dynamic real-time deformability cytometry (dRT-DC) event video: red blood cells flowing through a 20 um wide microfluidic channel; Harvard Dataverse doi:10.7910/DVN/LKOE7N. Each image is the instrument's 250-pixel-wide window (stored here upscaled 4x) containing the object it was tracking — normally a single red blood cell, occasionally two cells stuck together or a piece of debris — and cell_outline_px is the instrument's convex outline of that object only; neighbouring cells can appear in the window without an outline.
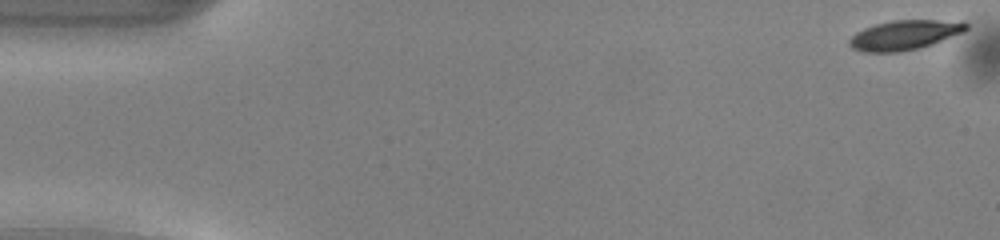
{"species": "common noctule bat (a hibernating species)", "species_latin": "Nyctalus noctula", "temperature_condition": "warm", "stored_images_in_passage": 43, "camera_frame_rate_fps": 3000, "um_per_image_px": 0.085, "animal": {"sex": "male", "body_mass_g": 13.0, "forearm_length_mm": 53.1}, "frame": {"image": 1, "passage_image": 1, "time_ms": 0.0, "image_size_px": [1000, 240], "cell_outline_px": [[968, 28], [964, 32], [932, 44], [916, 48], [896, 52], [864, 52], [852, 48], [848, 44], [848, 40], [856, 32], [864, 28], [876, 24], [892, 20], [964, 20], [968, 24]], "centroid_in_image_um": [76.91, 2.96], "position_along_channel_um": 8.1, "area_um2": 20.23}}
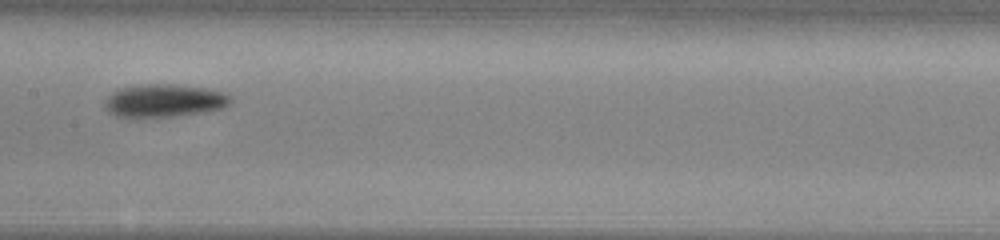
{"frame": {"image": 2, "passage_image": 25, "time_ms": 8.0, "image_size_px": [1000, 240], "cell_outline_px": [[232, 100], [228, 104], [220, 108], [200, 112], [172, 116], [116, 116], [108, 112], [104, 108], [104, 104], [108, 96], [112, 92], [120, 88], [140, 84], [172, 84], [204, 88], [220, 92], [228, 96]], "centroid_in_image_um": [13.88, 8.54], "position_along_channel_um": 193.5, "area_um2": 23.52}}
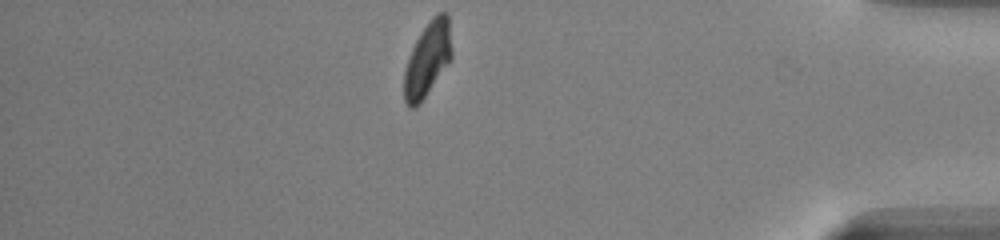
{"frame": {"image": 3, "passage_image": 43, "time_ms": 14.0, "image_size_px": [1000, 240], "cell_outline_px": [[452, 56], [420, 104], [416, 108], [408, 108], [404, 100], [404, 72], [412, 48], [416, 40], [432, 16], [436, 12], [448, 12], [452, 52]], "centroid_in_image_um": [36.33, 5.03], "position_along_channel_um": 398.9, "area_um2": 20.46}, "authors_computed_cell_mechanics": {"area_um2": 21.7906, "velocity_mm_per_s": 4.1091, "shape_relaxation_time_tau1_ms": 2.1417, "shape_relaxation_time_tau2_ms": 5.8183, "deformation_change_tau1": 0.1233, "deformation_change_tau2": 0.1197}}